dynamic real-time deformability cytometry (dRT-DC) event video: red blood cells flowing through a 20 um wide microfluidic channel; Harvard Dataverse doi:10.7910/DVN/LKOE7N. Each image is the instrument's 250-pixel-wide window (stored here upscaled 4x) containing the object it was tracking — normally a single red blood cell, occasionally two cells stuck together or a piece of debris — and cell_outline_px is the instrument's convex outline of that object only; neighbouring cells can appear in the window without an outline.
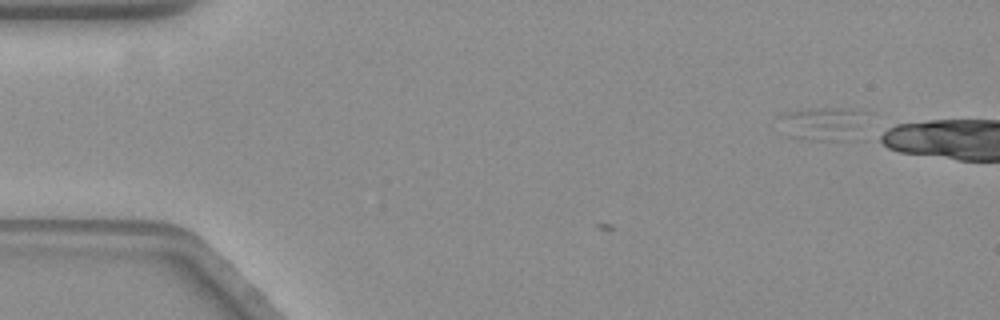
{"species": "common noctule bat (a hibernating species)", "species_latin": "Nyctalus noctula", "temperature_condition": "warm", "stored_images_in_passage": 11, "camera_frame_rate_fps": 3000, "um_per_image_px": 0.085, "animal": {"sex": "female", "body_mass_g": 19.3, "forearm_length_mm": 54.1}, "frame": {"image": 1, "passage_image": 11, "time_ms": 3.333, "image_size_px": [1000, 320], "cell_outline_px": [[860, 112], [856, 124], [844, 140], [808, 140], [784, 116], [788, 112], [808, 108], [860, 108]], "centroid_in_image_um": [70.07, 10.41], "position_along_channel_um": 14.9, "area_um2": 13.7}}